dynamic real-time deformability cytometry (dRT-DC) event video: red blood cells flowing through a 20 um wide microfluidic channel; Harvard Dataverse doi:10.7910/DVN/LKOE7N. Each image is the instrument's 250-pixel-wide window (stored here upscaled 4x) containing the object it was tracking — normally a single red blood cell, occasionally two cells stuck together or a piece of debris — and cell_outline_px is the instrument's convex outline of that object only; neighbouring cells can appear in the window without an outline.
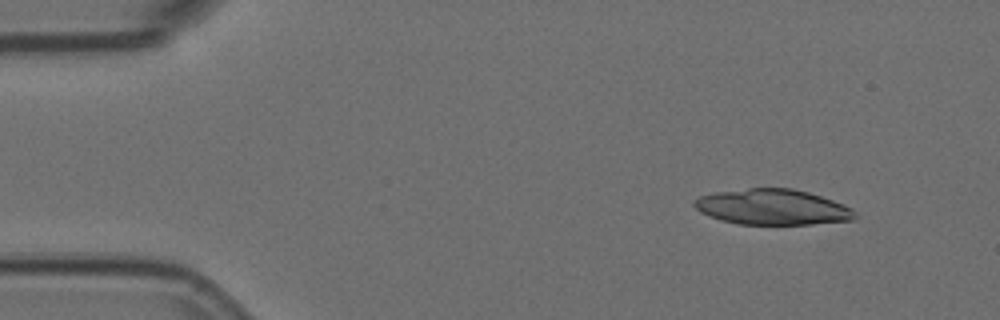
{"species": "Egyptian fruit bat (a non-hibernating species)", "species_latin": "Rousettus aegyptiacus", "temperature_condition": "room temperature", "stored_images_in_passage": 6, "camera_frame_rate_fps": 3000, "um_per_image_px": 0.085, "animal": {"sex": "female"}, "frame": {"image": 1, "passage_image": 2, "time_ms": 0.333, "image_size_px": [1000, 320], "cell_outline_px": [[860, 216], [852, 220], [812, 224], [736, 224], [720, 220], [708, 216], [700, 212], [692, 204], [692, 200], [700, 196], [716, 192], [748, 188], [792, 188], [808, 192], [844, 204], [852, 208]], "centroid_in_image_um": [65.66, 17.6], "position_along_channel_um": 19.3, "area_um2": 33.52}}